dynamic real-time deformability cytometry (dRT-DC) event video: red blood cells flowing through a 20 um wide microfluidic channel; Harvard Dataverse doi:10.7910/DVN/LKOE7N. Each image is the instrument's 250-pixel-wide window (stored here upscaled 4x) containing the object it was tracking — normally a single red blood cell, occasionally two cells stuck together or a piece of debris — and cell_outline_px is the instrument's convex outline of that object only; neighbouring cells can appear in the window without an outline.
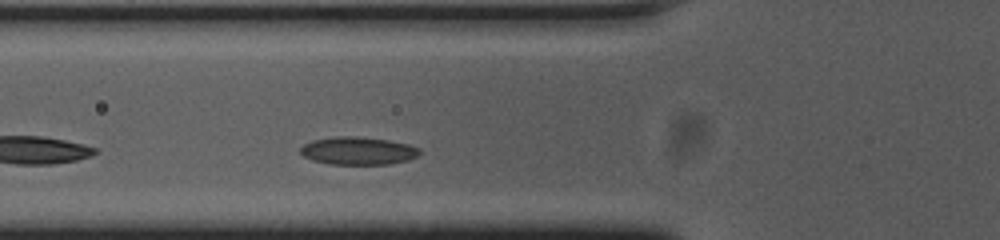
{"species": "common noctule bat (a hibernating species)", "species_latin": "Nyctalus noctula", "temperature_condition": "cold", "stored_images_in_passage": 28, "camera_frame_rate_fps": 3000, "um_per_image_px": 0.085, "animal": {"sex": "female", "body_mass_g": 23.0, "forearm_length_mm": 53.4}, "frame": {"image": 1, "passage_image": 4, "time_ms": 1.0, "image_size_px": [1000, 240], "cell_outline_px": [[420, 152], [416, 156], [408, 160], [392, 164], [328, 164], [312, 160], [304, 156], [300, 152], [300, 148], [304, 144], [312, 140], [340, 136], [348, 136], [388, 140], [408, 144], [420, 148]], "centroid_in_image_um": [30.43, 12.83], "position_along_channel_um": 95.4, "area_um2": 19.19}}
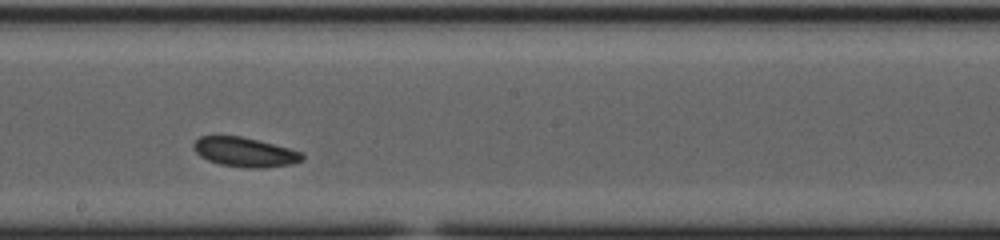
{"frame": {"image": 2, "passage_image": 15, "time_ms": 4.667, "image_size_px": [1000, 240], "cell_outline_px": [[304, 160], [292, 164], [264, 168], [248, 168], [220, 164], [208, 160], [200, 156], [192, 148], [196, 140], [200, 136], [240, 136], [288, 148], [300, 152], [304, 156]], "centroid_in_image_um": [20.81, 12.94], "position_along_channel_um": 227.4, "area_um2": 18.44}}
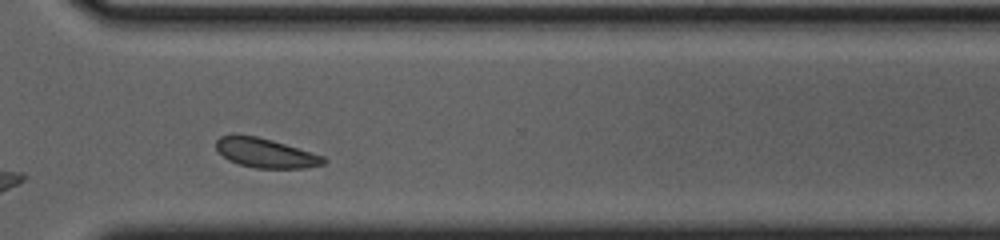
{"frame": {"image": 3, "passage_image": 25, "time_ms": 8.0, "image_size_px": [1000, 240], "cell_outline_px": [[328, 160], [324, 164], [304, 168], [256, 168], [240, 164], [228, 160], [216, 148], [216, 140], [220, 136], [256, 136], [272, 140], [324, 156]], "centroid_in_image_um": [22.61, 13.02], "position_along_channel_um": 348.0, "area_um2": 18.03}, "authors_computed_cell_mechanics": {"area_um2": 18.5249, "velocity_mm_per_s": 3.605, "shape_relaxation_time_tau1_ms": 6.2335, "shape_relaxation_time_tau2_ms": 2.9482, "deformation_change_tau1": 0.1084, "deformation_change_tau2": 0.0716}}